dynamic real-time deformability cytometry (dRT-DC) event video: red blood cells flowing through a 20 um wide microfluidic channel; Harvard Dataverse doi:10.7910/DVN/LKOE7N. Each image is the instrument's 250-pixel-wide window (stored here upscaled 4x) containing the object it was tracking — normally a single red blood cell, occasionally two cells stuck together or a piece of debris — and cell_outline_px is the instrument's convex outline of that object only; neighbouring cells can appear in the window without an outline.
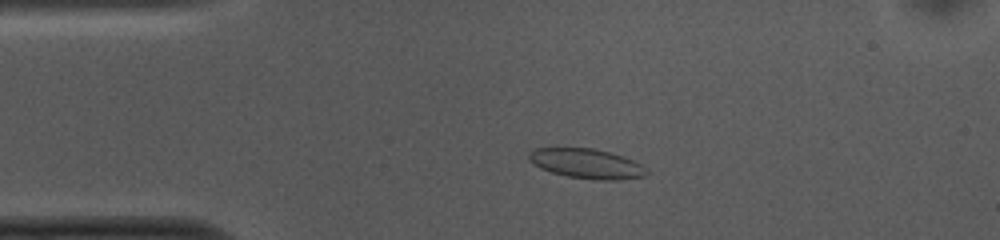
{"species": "common noctule bat (a hibernating species)", "species_latin": "Nyctalus noctula", "temperature_condition": "cold", "stored_images_in_passage": 52, "camera_frame_rate_fps": 3000, "um_per_image_px": 0.085, "animal": {"sex": "female", "body_mass_g": 10.0, "forearm_length_mm": 53.1}, "frame": {"image": 1, "passage_image": 10, "time_ms": 3.0, "image_size_px": [1000, 240], "cell_outline_px": [[648, 176], [620, 180], [596, 180], [568, 176], [552, 172], [540, 168], [528, 160], [528, 152], [536, 148], [592, 148], [624, 156], [640, 164], [648, 172]], "centroid_in_image_um": [49.86, 13.91], "position_along_channel_um": 35.1, "area_um2": 20.4}}
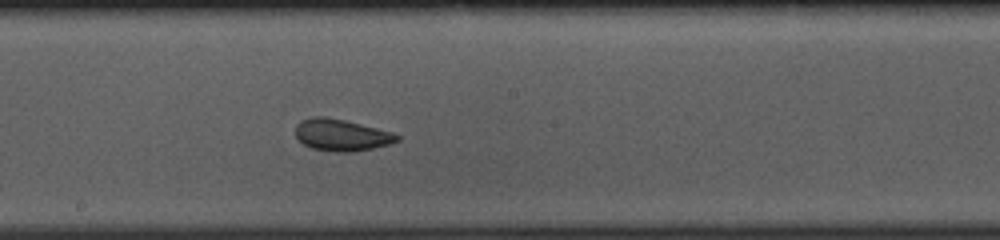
{"frame": {"image": 2, "passage_image": 27, "time_ms": 8.667, "image_size_px": [1000, 240], "cell_outline_px": [[400, 140], [388, 144], [372, 148], [348, 152], [336, 152], [312, 148], [304, 144], [296, 136], [296, 124], [300, 120], [312, 116], [324, 116], [344, 120], [392, 132], [400, 136]], "centroid_in_image_um": [29.0, 11.46], "position_along_channel_um": 219.2, "area_um2": 18.61}}
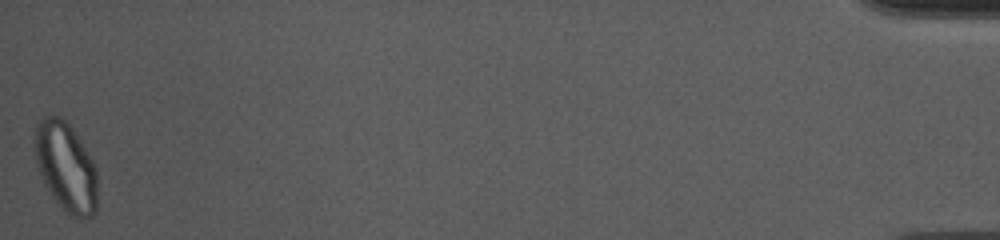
{"frame": {"image": 3, "passage_image": 52, "time_ms": 17.0, "image_size_px": [1000, 240], "cell_outline_px": [[96, 212], [92, 216], [72, 216], [64, 212], [52, 196], [44, 184], [40, 176], [36, 164], [32, 148], [32, 140], [36, 124], [44, 116], [56, 116], [64, 120], [72, 128], [88, 152], [96, 168]], "centroid_in_image_um": [5.54, 14.16], "position_along_channel_um": 429.7, "area_um2": 32.83}, "authors_computed_cell_mechanics": {"area_um2": 20.0855, "velocity_mm_per_s": 3.7316, "shape_relaxation_time_tau1_ms": 10.2737, "shape_relaxation_time_tau2_ms": 1.3859, "deformation_change_tau1": 0.1595, "deformation_change_tau2": 0.057}}